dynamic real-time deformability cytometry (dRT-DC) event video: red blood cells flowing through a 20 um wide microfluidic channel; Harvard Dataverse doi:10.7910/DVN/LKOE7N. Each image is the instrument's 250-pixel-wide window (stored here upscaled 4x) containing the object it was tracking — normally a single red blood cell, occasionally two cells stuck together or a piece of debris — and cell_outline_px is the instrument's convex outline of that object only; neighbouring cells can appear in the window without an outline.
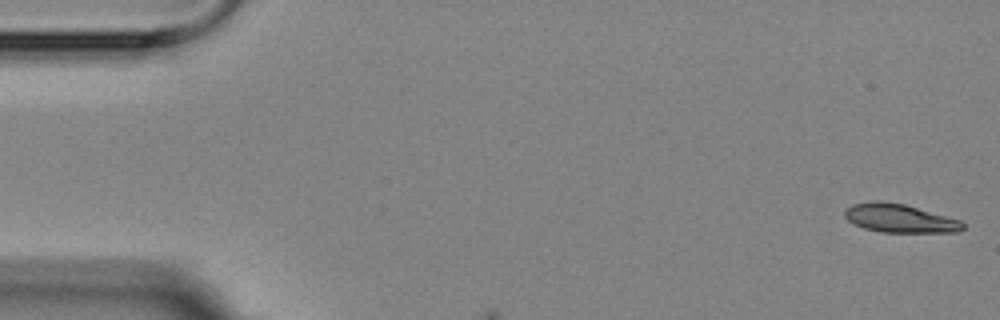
{"species": "Egyptian fruit bat (a non-hibernating species)", "species_latin": "Rousettus aegyptiacus", "temperature_condition": "room temperature", "stored_images_in_passage": 3, "camera_frame_rate_fps": 3000, "um_per_image_px": 0.085, "animal": {"sex": "female"}, "frame": {"image": 1, "passage_image": 1, "time_ms": 0.0, "image_size_px": [1000, 320], "cell_outline_px": [[964, 228], [960, 232], [880, 232], [864, 228], [848, 220], [844, 216], [844, 212], [852, 204], [872, 200], [880, 200], [904, 204], [960, 220], [964, 224]], "centroid_in_image_um": [76.46, 18.55], "position_along_channel_um": 8.5, "area_um2": 19.54}}